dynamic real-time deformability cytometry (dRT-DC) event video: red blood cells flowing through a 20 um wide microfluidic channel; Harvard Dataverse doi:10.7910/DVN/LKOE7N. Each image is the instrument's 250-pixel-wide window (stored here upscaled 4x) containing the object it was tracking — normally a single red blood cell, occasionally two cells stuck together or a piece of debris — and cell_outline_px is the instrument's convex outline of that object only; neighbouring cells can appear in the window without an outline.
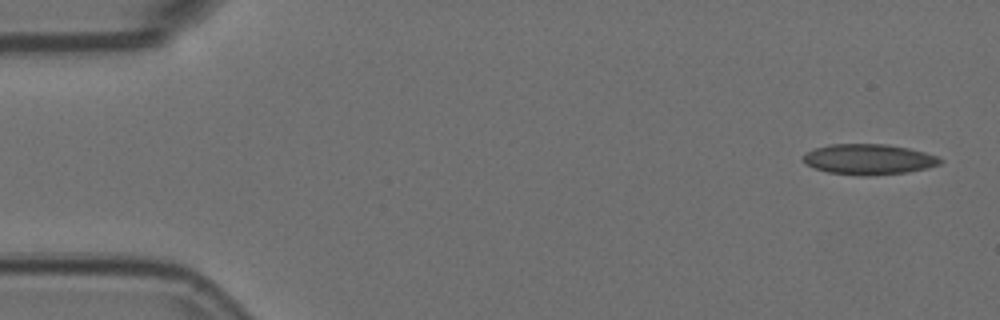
{"species": "Egyptian fruit bat (a non-hibernating species)", "species_latin": "Rousettus aegyptiacus", "temperature_condition": "room temperature", "stored_images_in_passage": 4, "camera_frame_rate_fps": 3000, "um_per_image_px": 0.085, "animal": {"sex": "female"}, "frame": {"image": 1, "passage_image": 1, "time_ms": 0.0, "image_size_px": [1000, 320], "cell_outline_px": [[944, 160], [940, 164], [928, 168], [908, 172], [864, 176], [828, 172], [804, 164], [804, 156], [808, 152], [816, 148], [832, 144], [888, 144], [908, 148], [940, 156]], "centroid_in_image_um": [73.91, 13.54], "position_along_channel_um": 11.1, "area_um2": 24.28}}
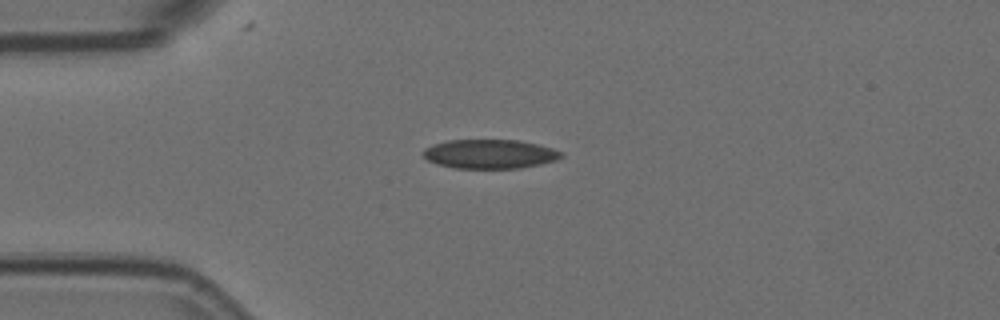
{"frame": {"image": 2, "passage_image": 4, "time_ms": 1.0, "image_size_px": [1000, 320], "cell_outline_px": [[564, 156], [556, 160], [540, 164], [520, 168], [456, 168], [436, 164], [428, 160], [420, 152], [424, 148], [432, 144], [448, 140], [520, 140], [540, 144], [564, 152]], "centroid_in_image_um": [41.64, 13.08], "position_along_channel_um": 43.4, "area_um2": 23.7}}